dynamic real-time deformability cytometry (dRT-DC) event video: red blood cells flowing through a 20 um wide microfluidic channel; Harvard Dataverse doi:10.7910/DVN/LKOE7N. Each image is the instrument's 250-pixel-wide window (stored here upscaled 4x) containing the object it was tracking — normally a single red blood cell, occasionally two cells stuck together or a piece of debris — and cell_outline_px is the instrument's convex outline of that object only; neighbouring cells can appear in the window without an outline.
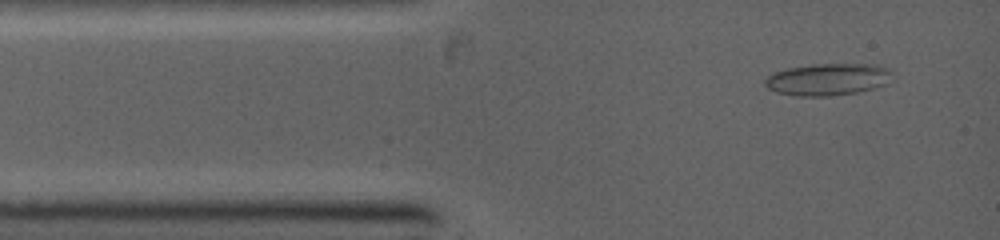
{"species": "common noctule bat (a hibernating species)", "species_latin": "Nyctalus noctula", "temperature_condition": "warm", "stored_images_in_passage": 17, "camera_frame_rate_fps": 5000, "um_per_image_px": 0.085, "animal": {"sex": "female", "body_mass_g": 19.0, "forearm_length_mm": 53.3}, "frame": {"image": 1, "passage_image": 2, "time_ms": 0.4, "image_size_px": [1000, 240], "cell_outline_px": [[892, 72], [888, 84], [856, 92], [828, 96], [796, 96], [776, 92], [768, 88], [764, 84], [764, 80], [768, 76], [776, 72], [788, 68], [812, 64], [876, 64], [888, 68]], "centroid_in_image_um": [70.37, 6.74], "position_along_channel_um": 14.6, "area_um2": 23.7}}
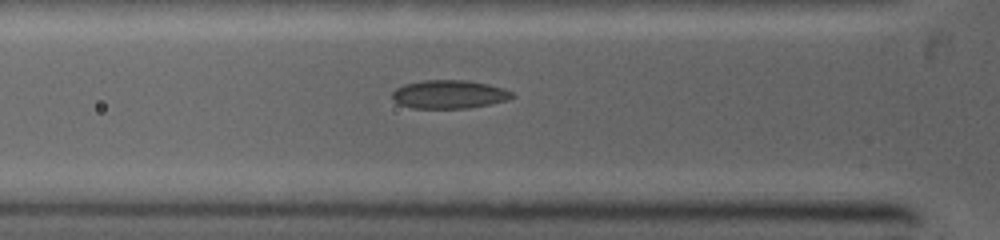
{"frame": {"image": 2, "passage_image": 9, "time_ms": 2.8, "image_size_px": [1000, 240], "cell_outline_px": [[516, 96], [508, 100], [468, 108], [412, 108], [400, 104], [392, 100], [392, 92], [396, 88], [404, 84], [424, 80], [468, 80], [488, 84], [504, 88], [512, 92]], "centroid_in_image_um": [38.18, 8.01], "position_along_channel_um": 87.6, "area_um2": 19.94}}
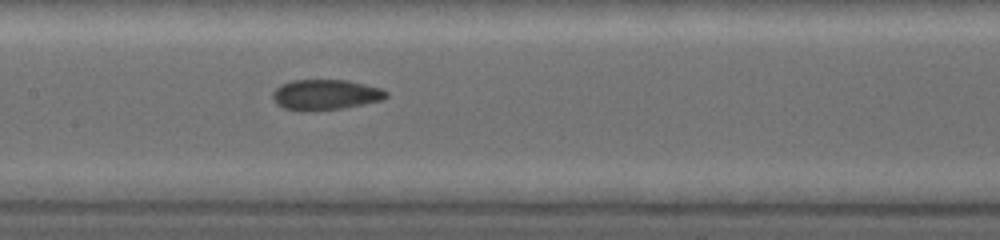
{"frame": {"image": 3, "passage_image": 15, "time_ms": 4.8, "image_size_px": [1000, 240], "cell_outline_px": [[388, 96], [380, 100], [344, 108], [312, 112], [284, 108], [276, 104], [272, 100], [272, 92], [280, 84], [292, 80], [348, 80], [380, 88], [388, 92]], "centroid_in_image_um": [27.61, 8.05], "position_along_channel_um": 179.8, "area_um2": 20.29}}